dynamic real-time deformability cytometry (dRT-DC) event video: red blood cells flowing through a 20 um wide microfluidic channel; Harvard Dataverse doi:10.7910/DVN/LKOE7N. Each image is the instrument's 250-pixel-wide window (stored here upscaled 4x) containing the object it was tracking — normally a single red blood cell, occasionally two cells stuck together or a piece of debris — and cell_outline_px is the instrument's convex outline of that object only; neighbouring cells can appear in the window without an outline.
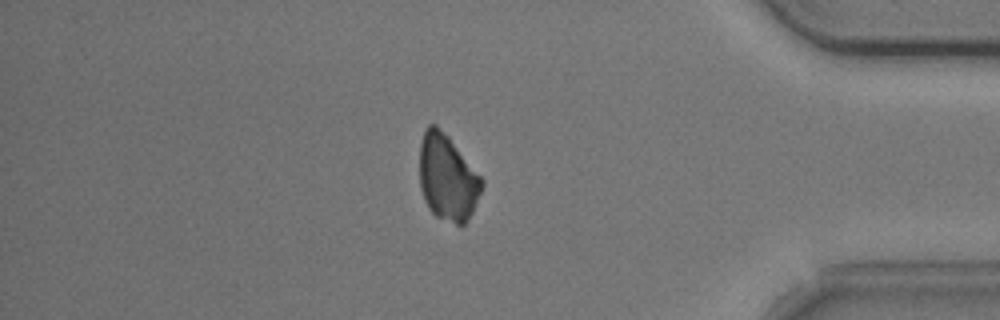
{"species": "common noctule bat (a hibernating species)", "species_latin": "Nyctalus noctula", "temperature_condition": "cold", "stored_images_in_passage": 41, "camera_frame_rate_fps": 3000, "um_per_image_px": 0.085, "animal": {"sex": "male", "body_mass_g": 20.5, "forearm_length_mm": 52.5}, "frame": {"image": 1, "passage_image": 32, "time_ms": 10.333, "image_size_px": [1000, 320], "cell_outline_px": [[484, 184], [472, 212], [468, 220], [464, 224], [456, 224], [436, 216], [428, 208], [424, 200], [420, 188], [420, 144], [424, 128], [428, 124], [436, 124], [448, 136], [484, 180]], "centroid_in_image_um": [38.02, 15.08], "position_along_channel_um": 397.2, "area_um2": 31.21}}
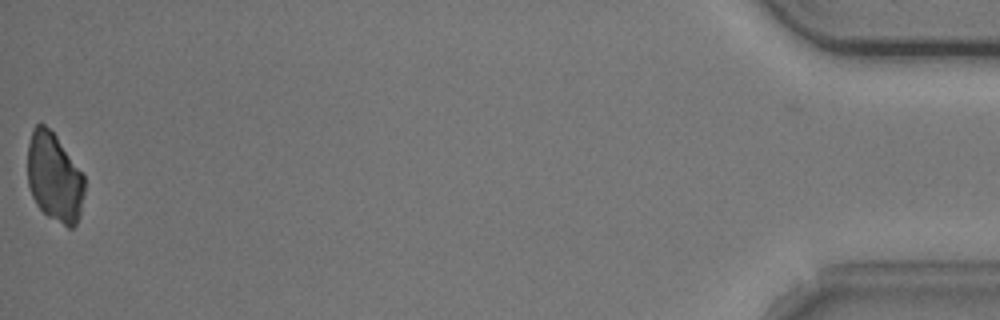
{"frame": {"image": 2, "passage_image": 40, "time_ms": 13.0, "image_size_px": [1000, 320], "cell_outline_px": [[84, 192], [80, 216], [76, 224], [72, 228], [68, 228], [48, 216], [36, 204], [32, 196], [28, 184], [28, 144], [32, 128], [36, 124], [44, 124], [56, 136], [84, 172]], "centroid_in_image_um": [4.64, 15.08], "position_along_channel_um": 430.6, "area_um2": 29.77}}